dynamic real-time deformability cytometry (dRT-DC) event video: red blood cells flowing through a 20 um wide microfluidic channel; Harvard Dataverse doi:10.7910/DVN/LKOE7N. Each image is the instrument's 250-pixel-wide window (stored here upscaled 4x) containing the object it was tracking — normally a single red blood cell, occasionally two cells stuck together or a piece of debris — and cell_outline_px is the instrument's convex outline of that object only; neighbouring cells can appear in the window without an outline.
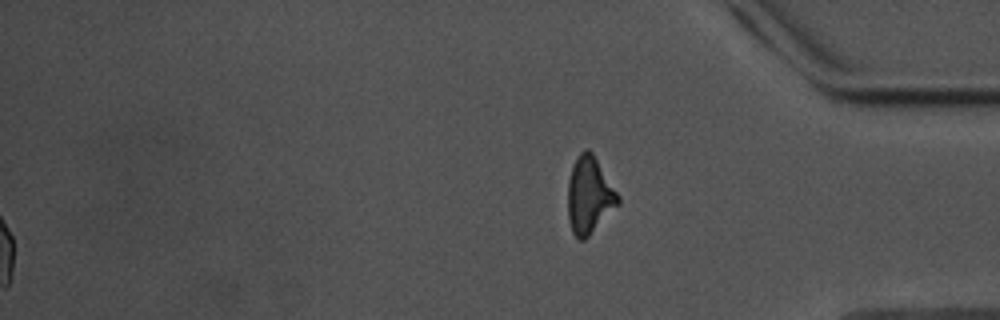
{"species": "common noctule bat (a hibernating species)", "species_latin": "Nyctalus noctula", "temperature_condition": "warm", "stored_images_in_passage": 45, "segment_of_instrument_passage": [2, 2], "camera_frame_rate_fps": 3000, "um_per_image_px": 0.085, "animal": {"sex": "male", "body_mass_g": 17.5, "forearm_length_mm": 52.3}, "frame": {"image": 1, "passage_image": 45, "time_ms": 14.667, "image_size_px": [1000, 320], "cell_outline_px": [[620, 204], [584, 240], [580, 240], [572, 232], [568, 220], [568, 180], [572, 164], [580, 152], [588, 148], [592, 152], [620, 196]], "centroid_in_image_um": [50.09, 16.59], "position_along_channel_um": 385.1, "area_um2": 22.54}}